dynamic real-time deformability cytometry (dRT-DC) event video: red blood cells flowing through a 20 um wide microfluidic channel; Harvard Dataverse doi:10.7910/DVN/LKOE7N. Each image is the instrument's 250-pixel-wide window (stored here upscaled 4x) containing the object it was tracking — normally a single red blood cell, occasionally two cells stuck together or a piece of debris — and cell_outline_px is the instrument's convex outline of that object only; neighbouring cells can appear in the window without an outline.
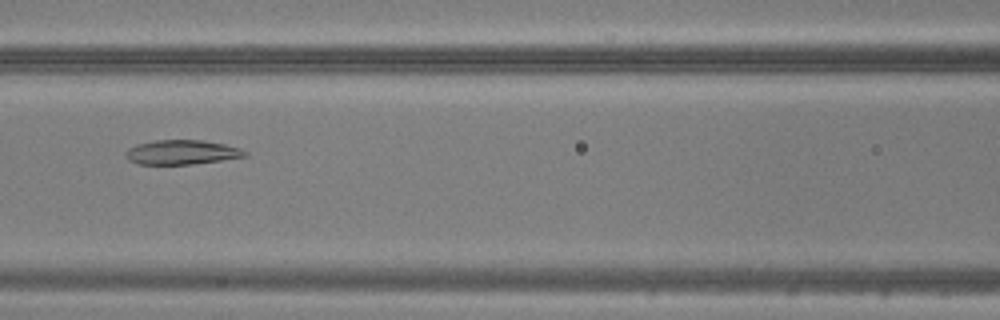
{"species": "common noctule bat (a hibernating species)", "species_latin": "Nyctalus noctula", "temperature_condition": "warm", "stored_images_in_passage": 50, "camera_frame_rate_fps": 3000, "um_per_image_px": 0.085, "animal": {"sex": "male", "body_mass_g": 20.5, "forearm_length_mm": 52.5}, "frame": {"image": 1, "passage_image": 23, "time_ms": 7.333, "image_size_px": [1000, 320], "cell_outline_px": [[248, 156], [192, 164], [140, 164], [128, 160], [124, 152], [128, 148], [136, 144], [156, 140], [204, 140], [224, 144], [240, 148], [248, 152]], "centroid_in_image_um": [15.44, 12.93], "position_along_channel_um": 151.2, "area_um2": 16.99}}
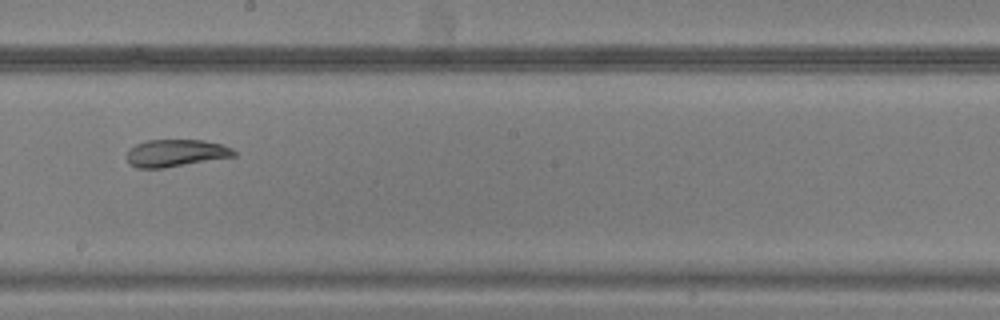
{"frame": {"image": 2, "passage_image": 29, "time_ms": 9.333, "image_size_px": [1000, 320], "cell_outline_px": [[236, 156], [164, 168], [136, 168], [128, 164], [124, 156], [128, 148], [136, 144], [148, 140], [204, 140], [220, 144], [232, 148], [236, 152]], "centroid_in_image_um": [14.87, 13.02], "position_along_channel_um": 233.3, "area_um2": 17.28}}
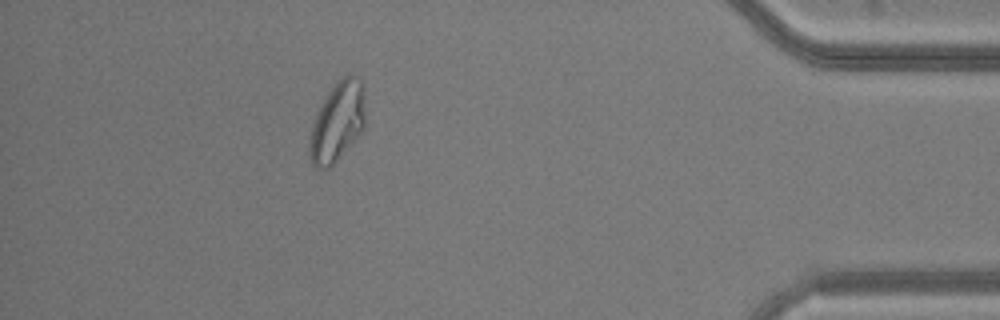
{"frame": {"image": 3, "passage_image": 45, "time_ms": 14.667, "image_size_px": [1000, 320], "cell_outline_px": [[364, 128], [336, 160], [324, 172], [316, 168], [312, 164], [308, 156], [308, 148], [312, 124], [316, 112], [328, 92], [336, 80], [348, 72], [352, 72], [364, 84]], "centroid_in_image_um": [28.65, 10.32], "position_along_channel_um": 406.5, "area_um2": 26.18}}